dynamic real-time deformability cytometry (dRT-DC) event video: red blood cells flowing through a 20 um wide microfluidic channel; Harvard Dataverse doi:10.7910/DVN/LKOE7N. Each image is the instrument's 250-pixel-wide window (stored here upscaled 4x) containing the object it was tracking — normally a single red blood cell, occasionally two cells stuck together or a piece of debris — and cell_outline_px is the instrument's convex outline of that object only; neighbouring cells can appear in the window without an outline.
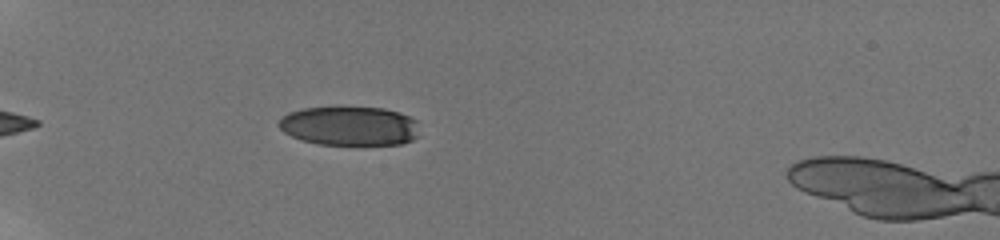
{"species": "human", "species_latin": "Homo sapiens", "temperature_condition": "room temperature", "stored_images_in_passage": 34, "camera_frame_rate_fps": 3000, "um_per_image_px": 0.085, "donor": {"sex": "male"}, "frame": {"image": 1, "passage_image": 1, "time_ms": 0.0, "image_size_px": [1000, 240], "cell_outline_px": [[416, 136], [412, 140], [400, 144], [320, 144], [300, 140], [284, 132], [276, 124], [288, 112], [304, 108], [336, 104], [384, 108], [400, 112], [416, 120]], "centroid_in_image_um": [29.66, 10.65], "position_along_channel_um": 55.3, "area_um2": 32.83}}
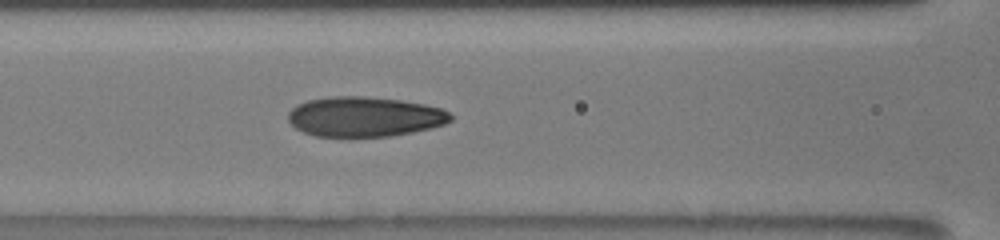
{"frame": {"image": 2, "passage_image": 10, "time_ms": 3.0, "image_size_px": [1000, 240], "cell_outline_px": [[452, 120], [444, 124], [412, 132], [388, 136], [316, 136], [304, 132], [296, 128], [288, 120], [288, 112], [296, 104], [308, 100], [332, 96], [368, 96], [400, 100], [424, 104], [440, 108], [448, 112], [452, 116]], "centroid_in_image_um": [30.96, 9.9], "position_along_channel_um": 135.6, "area_um2": 37.63}}
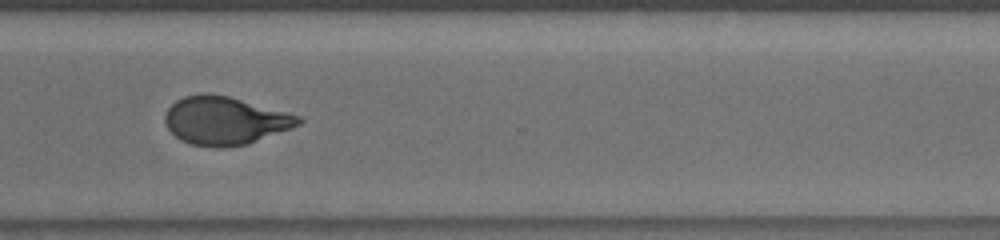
{"frame": {"image": 3, "passage_image": 27, "time_ms": 8.667, "image_size_px": [1000, 240], "cell_outline_px": [[304, 120], [300, 124], [292, 128], [248, 144], [224, 148], [220, 148], [192, 144], [180, 140], [168, 128], [164, 120], [164, 116], [168, 108], [176, 100], [184, 96], [204, 92], [228, 96], [300, 116]], "centroid_in_image_um": [19.11, 10.26], "position_along_channel_um": 351.5, "area_um2": 37.34}, "authors_computed_cell_mechanics": {"area_um2": 37.2521, "velocity_mm_per_s": 3.8219, "shape_relaxation_time_tau1_ms": 5.9811, "shape_relaxation_time_tau2_ms": 1.0289, "deformation_change_tau1": 0.1993, "deformation_change_tau2": 0.0724}}